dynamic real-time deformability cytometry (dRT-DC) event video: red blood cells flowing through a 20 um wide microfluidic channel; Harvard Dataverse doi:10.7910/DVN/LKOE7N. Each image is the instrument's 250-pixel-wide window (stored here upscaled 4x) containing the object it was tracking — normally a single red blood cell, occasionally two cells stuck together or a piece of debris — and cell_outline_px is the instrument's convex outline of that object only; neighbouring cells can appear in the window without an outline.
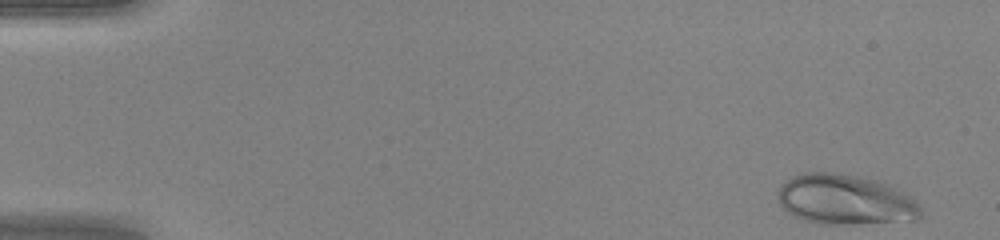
{"species": "human", "species_latin": "Homo sapiens", "temperature_condition": "warm", "stored_images_in_passage": 47, "camera_frame_rate_fps": 3000, "um_per_image_px": 0.085, "donor": {"sex": "female"}, "frame": {"image": 1, "passage_image": 1, "time_ms": 0.0, "image_size_px": [1000, 240], "cell_outline_px": [[920, 220], [852, 224], [820, 224], [804, 220], [792, 216], [776, 200], [776, 196], [780, 184], [792, 176], [804, 172], [828, 172], [856, 176], [880, 180], [896, 184], [916, 200], [920, 208]], "centroid_in_image_um": [71.87, 16.96], "position_along_channel_um": 13.1, "area_um2": 42.71}}
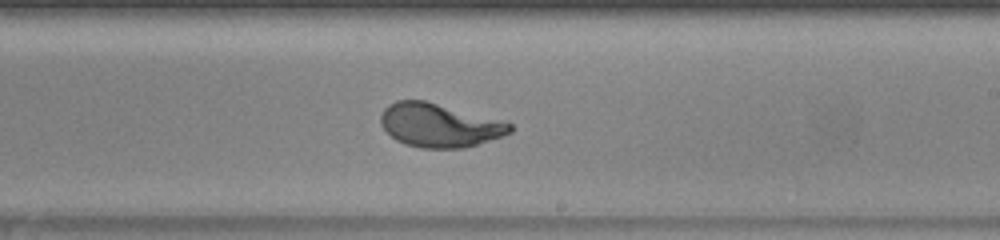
{"frame": {"image": 2, "passage_image": 28, "time_ms": 9.0, "image_size_px": [1000, 240], "cell_outline_px": [[512, 132], [464, 148], [420, 148], [404, 144], [396, 140], [380, 124], [380, 116], [384, 108], [388, 104], [396, 100], [424, 100], [504, 120], [512, 124]], "centroid_in_image_um": [37.33, 10.63], "position_along_channel_um": 251.7, "area_um2": 32.89}}
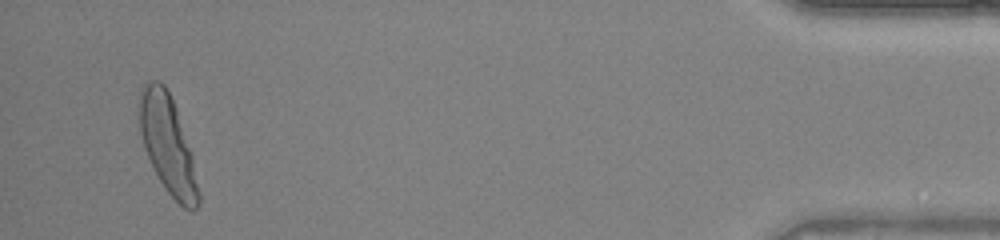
{"frame": {"image": 3, "passage_image": 45, "time_ms": 14.667, "image_size_px": [1000, 240], "cell_outline_px": [[200, 204], [196, 208], [184, 208], [168, 192], [160, 180], [144, 148], [140, 132], [136, 112], [136, 104], [140, 88], [144, 84], [152, 80], [160, 80], [164, 84], [176, 108], [192, 152], [200, 196]], "centroid_in_image_um": [14.22, 12.2], "position_along_channel_um": 421.0, "area_um2": 33.99}, "authors_computed_cell_mechanics": {"area_um2": 33.4084, "velocity_mm_per_s": 4.2564, "shape_relaxation_time_tau1_ms": 3.233, "shape_relaxation_time_tau2_ms": null, "deformation_change_tau1": 0.2401, "deformation_change_tau2": null}}